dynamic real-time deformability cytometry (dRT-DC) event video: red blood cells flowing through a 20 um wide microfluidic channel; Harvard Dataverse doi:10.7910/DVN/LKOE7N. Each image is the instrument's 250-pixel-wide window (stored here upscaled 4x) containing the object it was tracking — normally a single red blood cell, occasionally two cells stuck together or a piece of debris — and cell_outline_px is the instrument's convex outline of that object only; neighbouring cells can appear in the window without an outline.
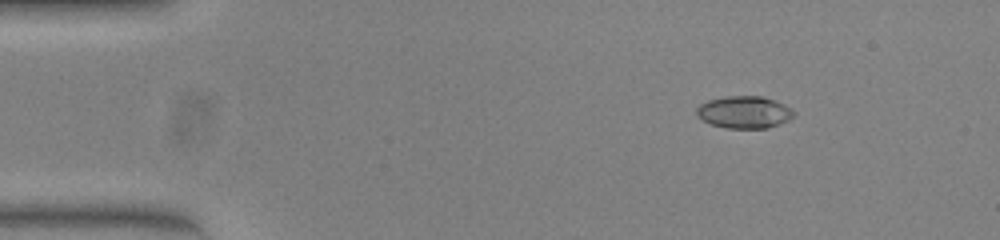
{"species": "common noctule bat (a hibernating species)", "species_latin": "Nyctalus noctula", "temperature_condition": "warm", "stored_images_in_passage": 50, "camera_frame_rate_fps": 3000, "um_per_image_px": 0.085, "animal": {"sex": "female", "body_mass_g": 23.0, "forearm_length_mm": 53.4}, "frame": {"image": 1, "passage_image": 4, "time_ms": 1.0, "image_size_px": [1000, 240], "cell_outline_px": [[796, 116], [780, 124], [768, 128], [728, 128], [712, 124], [696, 116], [696, 108], [700, 104], [708, 100], [728, 96], [760, 96], [784, 104], [792, 108], [796, 112]], "centroid_in_image_um": [63.29, 9.54], "position_along_channel_um": 21.7, "area_um2": 18.26}}
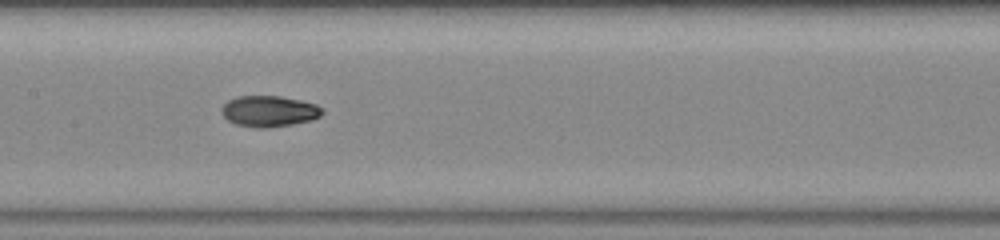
{"frame": {"image": 2, "passage_image": 23, "time_ms": 7.333, "image_size_px": [1000, 240], "cell_outline_px": [[324, 112], [320, 116], [312, 120], [292, 124], [264, 128], [256, 128], [236, 124], [228, 120], [220, 112], [220, 108], [228, 100], [236, 96], [280, 96], [300, 100], [316, 104], [324, 108]], "centroid_in_image_um": [22.87, 9.45], "position_along_channel_um": 184.5, "area_um2": 18.32}}
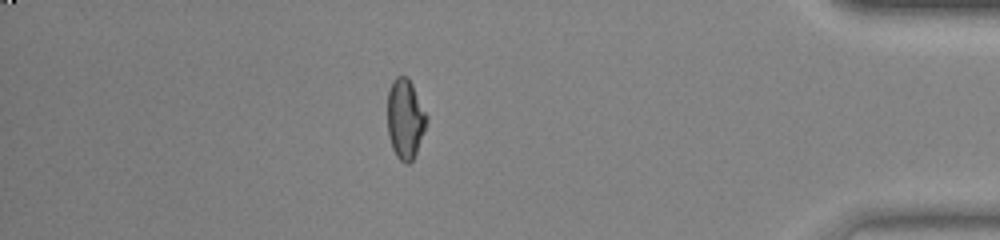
{"frame": {"image": 3, "passage_image": 43, "time_ms": 14.0, "image_size_px": [1000, 240], "cell_outline_px": [[428, 120], [416, 152], [412, 160], [408, 164], [404, 164], [396, 156], [392, 148], [388, 136], [388, 92], [392, 80], [396, 76], [408, 76], [428, 116]], "centroid_in_image_um": [34.44, 10.1], "position_along_channel_um": 400.8, "area_um2": 18.26}, "authors_computed_cell_mechanics": {"area_um2": 17.918, "velocity_mm_per_s": 3.8718, "shape_relaxation_time_tau1_ms": null, "shape_relaxation_time_tau2_ms": 1.6194, "deformation_change_tau1": null, "deformation_change_tau2": 0.0511}}